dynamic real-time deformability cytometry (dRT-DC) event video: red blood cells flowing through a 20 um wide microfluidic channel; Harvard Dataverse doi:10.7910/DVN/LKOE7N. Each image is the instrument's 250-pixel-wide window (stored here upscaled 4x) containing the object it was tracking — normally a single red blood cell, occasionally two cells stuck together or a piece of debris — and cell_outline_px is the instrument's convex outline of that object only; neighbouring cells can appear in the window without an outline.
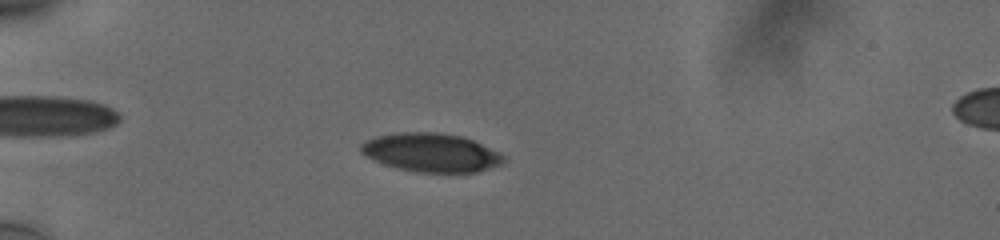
{"species": "human", "species_latin": "Homo sapiens", "temperature_condition": "cold", "stored_images_in_passage": 53, "camera_frame_rate_fps": 3000, "um_per_image_px": 0.085, "donor": {"sex": "male"}, "frame": {"image": 1, "passage_image": 14, "time_ms": 4.333, "image_size_px": [1000, 240], "cell_outline_px": [[504, 164], [476, 172], [416, 172], [384, 164], [360, 152], [360, 144], [364, 140], [376, 136], [400, 132], [436, 132], [464, 136], [500, 152], [504, 156]], "centroid_in_image_um": [36.67, 12.95], "position_along_channel_um": 48.3, "area_um2": 32.14}}
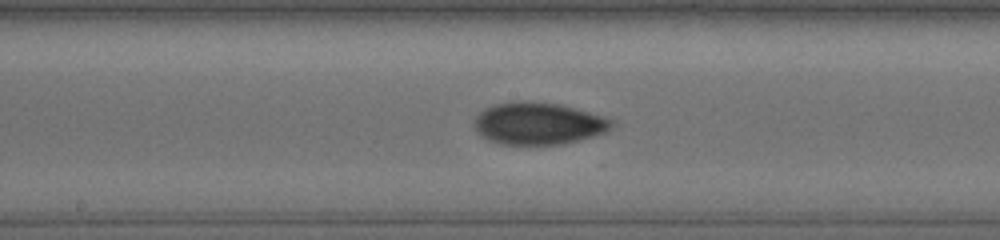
{"frame": {"image": 2, "passage_image": 29, "time_ms": 9.333, "image_size_px": [1000, 240], "cell_outline_px": [[616, 124], [608, 132], [580, 140], [564, 144], [500, 144], [488, 140], [480, 136], [472, 128], [472, 124], [476, 116], [484, 108], [496, 104], [560, 104], [588, 112], [612, 120]], "centroid_in_image_um": [45.75, 10.55], "position_along_channel_um": 202.4, "area_um2": 33.12}}
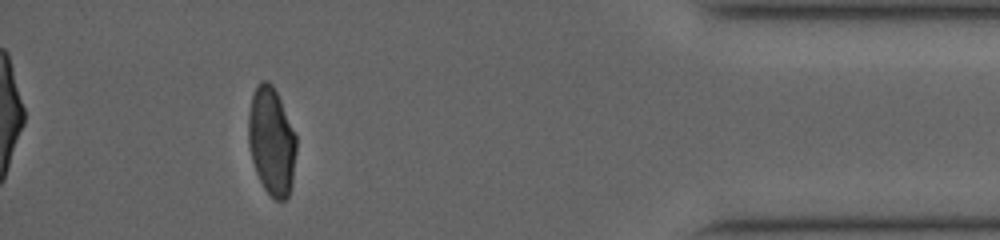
{"frame": {"image": 3, "passage_image": 49, "time_ms": 16.0, "image_size_px": [1000, 240], "cell_outline_px": [[296, 152], [292, 184], [288, 196], [284, 200], [276, 200], [264, 188], [256, 172], [252, 160], [248, 140], [248, 112], [252, 96], [256, 84], [260, 80], [268, 80], [272, 84], [296, 132]], "centroid_in_image_um": [23.08, 11.97], "position_along_channel_um": 412.1, "area_um2": 30.29}, "authors_computed_cell_mechanics": {"area_um2": 31.9056, "velocity_mm_per_s": 3.7743, "shape_relaxation_time_tau1_ms": 6.375, "shape_relaxation_time_tau2_ms": 1.9288, "deformation_change_tau1": 0.1858, "deformation_change_tau2": 0.0554}}